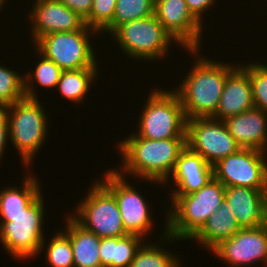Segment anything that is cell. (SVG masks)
<instances>
[{
  "instance_id": "obj_1",
  "label": "cell",
  "mask_w": 267,
  "mask_h": 267,
  "mask_svg": "<svg viewBox=\"0 0 267 267\" xmlns=\"http://www.w3.org/2000/svg\"><path fill=\"white\" fill-rule=\"evenodd\" d=\"M129 136L117 145L123 159L122 171L118 172L159 184L169 181L180 153L187 146L186 138L156 141L137 137L133 133Z\"/></svg>"
},
{
  "instance_id": "obj_2",
  "label": "cell",
  "mask_w": 267,
  "mask_h": 267,
  "mask_svg": "<svg viewBox=\"0 0 267 267\" xmlns=\"http://www.w3.org/2000/svg\"><path fill=\"white\" fill-rule=\"evenodd\" d=\"M198 57L175 91L187 120L216 113L226 77L237 66Z\"/></svg>"
},
{
  "instance_id": "obj_3",
  "label": "cell",
  "mask_w": 267,
  "mask_h": 267,
  "mask_svg": "<svg viewBox=\"0 0 267 267\" xmlns=\"http://www.w3.org/2000/svg\"><path fill=\"white\" fill-rule=\"evenodd\" d=\"M225 186L214 177L200 190L187 195H171L166 218L165 241L192 239L218 210L224 199Z\"/></svg>"
},
{
  "instance_id": "obj_4",
  "label": "cell",
  "mask_w": 267,
  "mask_h": 267,
  "mask_svg": "<svg viewBox=\"0 0 267 267\" xmlns=\"http://www.w3.org/2000/svg\"><path fill=\"white\" fill-rule=\"evenodd\" d=\"M44 198L40 194L17 216H0V241L13 258L38 255L46 242L43 235Z\"/></svg>"
},
{
  "instance_id": "obj_5",
  "label": "cell",
  "mask_w": 267,
  "mask_h": 267,
  "mask_svg": "<svg viewBox=\"0 0 267 267\" xmlns=\"http://www.w3.org/2000/svg\"><path fill=\"white\" fill-rule=\"evenodd\" d=\"M137 137L150 140L186 138V122L181 101L174 91L153 90L139 118Z\"/></svg>"
},
{
  "instance_id": "obj_6",
  "label": "cell",
  "mask_w": 267,
  "mask_h": 267,
  "mask_svg": "<svg viewBox=\"0 0 267 267\" xmlns=\"http://www.w3.org/2000/svg\"><path fill=\"white\" fill-rule=\"evenodd\" d=\"M47 118L38 99L25 97L11 104L10 141L19 152L24 167H31L36 153L45 143L49 123Z\"/></svg>"
},
{
  "instance_id": "obj_7",
  "label": "cell",
  "mask_w": 267,
  "mask_h": 267,
  "mask_svg": "<svg viewBox=\"0 0 267 267\" xmlns=\"http://www.w3.org/2000/svg\"><path fill=\"white\" fill-rule=\"evenodd\" d=\"M90 189L70 217L82 228L95 233L99 238L128 235L114 195L97 180Z\"/></svg>"
},
{
  "instance_id": "obj_8",
  "label": "cell",
  "mask_w": 267,
  "mask_h": 267,
  "mask_svg": "<svg viewBox=\"0 0 267 267\" xmlns=\"http://www.w3.org/2000/svg\"><path fill=\"white\" fill-rule=\"evenodd\" d=\"M99 33L87 25L71 32H55L40 37L34 46L41 54L55 62L63 71L97 68L96 55L90 35Z\"/></svg>"
},
{
  "instance_id": "obj_9",
  "label": "cell",
  "mask_w": 267,
  "mask_h": 267,
  "mask_svg": "<svg viewBox=\"0 0 267 267\" xmlns=\"http://www.w3.org/2000/svg\"><path fill=\"white\" fill-rule=\"evenodd\" d=\"M111 34L128 57L147 61L161 60L175 41L155 15L123 23Z\"/></svg>"
},
{
  "instance_id": "obj_10",
  "label": "cell",
  "mask_w": 267,
  "mask_h": 267,
  "mask_svg": "<svg viewBox=\"0 0 267 267\" xmlns=\"http://www.w3.org/2000/svg\"><path fill=\"white\" fill-rule=\"evenodd\" d=\"M266 152L241 148L213 165V175L225 187L267 190Z\"/></svg>"
},
{
  "instance_id": "obj_11",
  "label": "cell",
  "mask_w": 267,
  "mask_h": 267,
  "mask_svg": "<svg viewBox=\"0 0 267 267\" xmlns=\"http://www.w3.org/2000/svg\"><path fill=\"white\" fill-rule=\"evenodd\" d=\"M186 145L211 166L241 147L229 134L224 121L213 117L192 118L186 122Z\"/></svg>"
},
{
  "instance_id": "obj_12",
  "label": "cell",
  "mask_w": 267,
  "mask_h": 267,
  "mask_svg": "<svg viewBox=\"0 0 267 267\" xmlns=\"http://www.w3.org/2000/svg\"><path fill=\"white\" fill-rule=\"evenodd\" d=\"M124 175L117 170L105 171L102 180H99L115 197L118 204L123 226L128 234L146 236L151 228L153 219L150 216L149 207L140 195V192L132 188L126 182Z\"/></svg>"
},
{
  "instance_id": "obj_13",
  "label": "cell",
  "mask_w": 267,
  "mask_h": 267,
  "mask_svg": "<svg viewBox=\"0 0 267 267\" xmlns=\"http://www.w3.org/2000/svg\"><path fill=\"white\" fill-rule=\"evenodd\" d=\"M154 15L179 47L198 56L203 27L189 11L185 0H155Z\"/></svg>"
},
{
  "instance_id": "obj_14",
  "label": "cell",
  "mask_w": 267,
  "mask_h": 267,
  "mask_svg": "<svg viewBox=\"0 0 267 267\" xmlns=\"http://www.w3.org/2000/svg\"><path fill=\"white\" fill-rule=\"evenodd\" d=\"M212 252L232 267L248 266L254 262L258 264V261L267 267V224L255 228H241Z\"/></svg>"
},
{
  "instance_id": "obj_15",
  "label": "cell",
  "mask_w": 267,
  "mask_h": 267,
  "mask_svg": "<svg viewBox=\"0 0 267 267\" xmlns=\"http://www.w3.org/2000/svg\"><path fill=\"white\" fill-rule=\"evenodd\" d=\"M34 4L29 15L33 43L51 33L77 31L86 26L84 19L57 0H36Z\"/></svg>"
},
{
  "instance_id": "obj_16",
  "label": "cell",
  "mask_w": 267,
  "mask_h": 267,
  "mask_svg": "<svg viewBox=\"0 0 267 267\" xmlns=\"http://www.w3.org/2000/svg\"><path fill=\"white\" fill-rule=\"evenodd\" d=\"M224 198L241 228L267 224V190L225 187Z\"/></svg>"
},
{
  "instance_id": "obj_17",
  "label": "cell",
  "mask_w": 267,
  "mask_h": 267,
  "mask_svg": "<svg viewBox=\"0 0 267 267\" xmlns=\"http://www.w3.org/2000/svg\"><path fill=\"white\" fill-rule=\"evenodd\" d=\"M254 108L249 74L238 64L226 77L215 119L224 121Z\"/></svg>"
},
{
  "instance_id": "obj_18",
  "label": "cell",
  "mask_w": 267,
  "mask_h": 267,
  "mask_svg": "<svg viewBox=\"0 0 267 267\" xmlns=\"http://www.w3.org/2000/svg\"><path fill=\"white\" fill-rule=\"evenodd\" d=\"M171 176L178 187L172 195H187L200 190L214 177L213 166L186 146L180 153Z\"/></svg>"
},
{
  "instance_id": "obj_19",
  "label": "cell",
  "mask_w": 267,
  "mask_h": 267,
  "mask_svg": "<svg viewBox=\"0 0 267 267\" xmlns=\"http://www.w3.org/2000/svg\"><path fill=\"white\" fill-rule=\"evenodd\" d=\"M224 123L241 148L267 149V113L257 108L228 117Z\"/></svg>"
},
{
  "instance_id": "obj_20",
  "label": "cell",
  "mask_w": 267,
  "mask_h": 267,
  "mask_svg": "<svg viewBox=\"0 0 267 267\" xmlns=\"http://www.w3.org/2000/svg\"><path fill=\"white\" fill-rule=\"evenodd\" d=\"M241 227L232 211L228 209V202L224 198L220 207L206 221L202 229L192 238L200 241L202 247L213 250L221 242L230 239Z\"/></svg>"
},
{
  "instance_id": "obj_21",
  "label": "cell",
  "mask_w": 267,
  "mask_h": 267,
  "mask_svg": "<svg viewBox=\"0 0 267 267\" xmlns=\"http://www.w3.org/2000/svg\"><path fill=\"white\" fill-rule=\"evenodd\" d=\"M66 231L73 249L74 267H101L100 240L95 233L77 224L70 215L67 217Z\"/></svg>"
},
{
  "instance_id": "obj_22",
  "label": "cell",
  "mask_w": 267,
  "mask_h": 267,
  "mask_svg": "<svg viewBox=\"0 0 267 267\" xmlns=\"http://www.w3.org/2000/svg\"><path fill=\"white\" fill-rule=\"evenodd\" d=\"M142 242V237L134 234L101 238L99 248L101 267H130Z\"/></svg>"
},
{
  "instance_id": "obj_23",
  "label": "cell",
  "mask_w": 267,
  "mask_h": 267,
  "mask_svg": "<svg viewBox=\"0 0 267 267\" xmlns=\"http://www.w3.org/2000/svg\"><path fill=\"white\" fill-rule=\"evenodd\" d=\"M24 178L23 188L9 186L0 191V216H17L41 194L38 178Z\"/></svg>"
},
{
  "instance_id": "obj_24",
  "label": "cell",
  "mask_w": 267,
  "mask_h": 267,
  "mask_svg": "<svg viewBox=\"0 0 267 267\" xmlns=\"http://www.w3.org/2000/svg\"><path fill=\"white\" fill-rule=\"evenodd\" d=\"M98 68H82L62 71L57 88L61 95L75 104L83 102L92 81L96 80Z\"/></svg>"
},
{
  "instance_id": "obj_25",
  "label": "cell",
  "mask_w": 267,
  "mask_h": 267,
  "mask_svg": "<svg viewBox=\"0 0 267 267\" xmlns=\"http://www.w3.org/2000/svg\"><path fill=\"white\" fill-rule=\"evenodd\" d=\"M41 56V61L39 60L38 64L35 66V71L33 73L30 71L28 74L24 75V92L25 97L30 99H37V93L34 91L33 84L30 83L37 82L41 87L45 88H54L57 87L59 82L62 69L51 59H48L43 54L36 51ZM35 79V81H33ZM31 80V81H30ZM32 86V87H31Z\"/></svg>"
},
{
  "instance_id": "obj_26",
  "label": "cell",
  "mask_w": 267,
  "mask_h": 267,
  "mask_svg": "<svg viewBox=\"0 0 267 267\" xmlns=\"http://www.w3.org/2000/svg\"><path fill=\"white\" fill-rule=\"evenodd\" d=\"M155 0H117L112 23L104 30L111 34L123 23L154 15Z\"/></svg>"
},
{
  "instance_id": "obj_27",
  "label": "cell",
  "mask_w": 267,
  "mask_h": 267,
  "mask_svg": "<svg viewBox=\"0 0 267 267\" xmlns=\"http://www.w3.org/2000/svg\"><path fill=\"white\" fill-rule=\"evenodd\" d=\"M156 244H143L137 251L130 267H182L179 266L180 260L175 257L174 253L167 252ZM174 254V255H173Z\"/></svg>"
},
{
  "instance_id": "obj_28",
  "label": "cell",
  "mask_w": 267,
  "mask_h": 267,
  "mask_svg": "<svg viewBox=\"0 0 267 267\" xmlns=\"http://www.w3.org/2000/svg\"><path fill=\"white\" fill-rule=\"evenodd\" d=\"M46 247V261L50 267H74L70 238L62 231L54 233Z\"/></svg>"
},
{
  "instance_id": "obj_29",
  "label": "cell",
  "mask_w": 267,
  "mask_h": 267,
  "mask_svg": "<svg viewBox=\"0 0 267 267\" xmlns=\"http://www.w3.org/2000/svg\"><path fill=\"white\" fill-rule=\"evenodd\" d=\"M258 63L250 62L241 67L249 74L254 107L267 113V65Z\"/></svg>"
},
{
  "instance_id": "obj_30",
  "label": "cell",
  "mask_w": 267,
  "mask_h": 267,
  "mask_svg": "<svg viewBox=\"0 0 267 267\" xmlns=\"http://www.w3.org/2000/svg\"><path fill=\"white\" fill-rule=\"evenodd\" d=\"M24 98V75L0 65V101L11 105Z\"/></svg>"
},
{
  "instance_id": "obj_31",
  "label": "cell",
  "mask_w": 267,
  "mask_h": 267,
  "mask_svg": "<svg viewBox=\"0 0 267 267\" xmlns=\"http://www.w3.org/2000/svg\"><path fill=\"white\" fill-rule=\"evenodd\" d=\"M117 0H93L90 16L85 20L88 27L104 31L113 20Z\"/></svg>"
},
{
  "instance_id": "obj_32",
  "label": "cell",
  "mask_w": 267,
  "mask_h": 267,
  "mask_svg": "<svg viewBox=\"0 0 267 267\" xmlns=\"http://www.w3.org/2000/svg\"><path fill=\"white\" fill-rule=\"evenodd\" d=\"M63 3L73 12H76L82 19L86 20L90 16L93 0H57Z\"/></svg>"
},
{
  "instance_id": "obj_33",
  "label": "cell",
  "mask_w": 267,
  "mask_h": 267,
  "mask_svg": "<svg viewBox=\"0 0 267 267\" xmlns=\"http://www.w3.org/2000/svg\"><path fill=\"white\" fill-rule=\"evenodd\" d=\"M191 14L202 24L204 11H207L215 0H185Z\"/></svg>"
},
{
  "instance_id": "obj_34",
  "label": "cell",
  "mask_w": 267,
  "mask_h": 267,
  "mask_svg": "<svg viewBox=\"0 0 267 267\" xmlns=\"http://www.w3.org/2000/svg\"><path fill=\"white\" fill-rule=\"evenodd\" d=\"M9 136V125H0V160L4 150L6 149Z\"/></svg>"
},
{
  "instance_id": "obj_35",
  "label": "cell",
  "mask_w": 267,
  "mask_h": 267,
  "mask_svg": "<svg viewBox=\"0 0 267 267\" xmlns=\"http://www.w3.org/2000/svg\"><path fill=\"white\" fill-rule=\"evenodd\" d=\"M11 105L0 101V125H9Z\"/></svg>"
},
{
  "instance_id": "obj_36",
  "label": "cell",
  "mask_w": 267,
  "mask_h": 267,
  "mask_svg": "<svg viewBox=\"0 0 267 267\" xmlns=\"http://www.w3.org/2000/svg\"><path fill=\"white\" fill-rule=\"evenodd\" d=\"M5 1H6V0H0V8H1V7H4V4H3V3H5ZM0 10H1V9H0Z\"/></svg>"
}]
</instances>
